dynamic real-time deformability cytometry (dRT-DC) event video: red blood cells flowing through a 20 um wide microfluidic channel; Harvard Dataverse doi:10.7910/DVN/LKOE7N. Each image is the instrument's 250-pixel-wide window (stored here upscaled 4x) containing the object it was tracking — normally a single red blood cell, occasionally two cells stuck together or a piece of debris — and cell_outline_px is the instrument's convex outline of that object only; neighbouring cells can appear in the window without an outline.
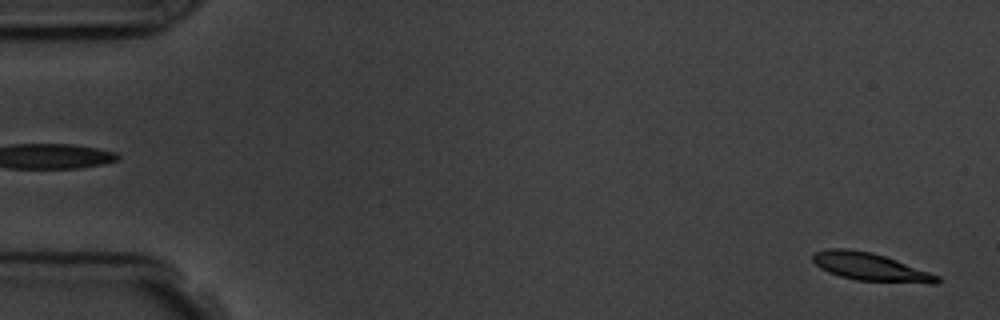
{"species": "common noctule bat (a hibernating species)", "species_latin": "Nyctalus noctula", "temperature_condition": "room temperature", "stored_images_in_passage": 6, "segment_of_instrument_passage": [2, 2], "camera_frame_rate_fps": 3000, "um_per_image_px": 0.085, "animal": {"sex": "male", "body_mass_g": 19.5, "forearm_length_mm": 54.6}, "frame": {"image": 1, "passage_image": 6, "time_ms": 5.667, "image_size_px": [1000, 320], "cell_outline_px": [[940, 280], [936, 284], [932, 284], [856, 280], [840, 276], [828, 272], [820, 268], [812, 260], [812, 256], [816, 252], [828, 248], [848, 248], [872, 252], [896, 260], [940, 276]], "centroid_in_image_um": [73.97, 22.69], "position_along_channel_um": 11.0, "area_um2": 20.17}}